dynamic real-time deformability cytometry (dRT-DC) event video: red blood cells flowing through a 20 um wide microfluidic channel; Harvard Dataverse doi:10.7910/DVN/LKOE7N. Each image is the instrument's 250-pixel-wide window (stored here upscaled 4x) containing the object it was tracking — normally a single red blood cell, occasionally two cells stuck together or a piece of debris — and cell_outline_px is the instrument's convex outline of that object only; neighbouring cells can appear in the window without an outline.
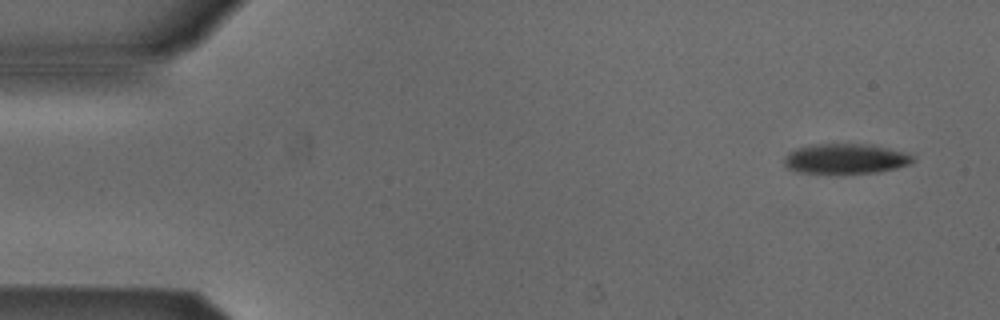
{"species": "Egyptian fruit bat (a non-hibernating species)", "species_latin": "Rousettus aegyptiacus", "temperature_condition": "cold", "stored_images_in_passage": 50, "camera_frame_rate_fps": 3000, "um_per_image_px": 0.085, "animal": {"sex": "male"}, "frame": {"image": 1, "passage_image": 1, "time_ms": 0.0, "image_size_px": [1000, 320], "cell_outline_px": [[912, 160], [908, 164], [896, 168], [876, 172], [800, 172], [788, 168], [784, 164], [784, 160], [792, 152], [800, 148], [820, 144], [852, 144], [884, 148], [900, 152], [912, 156]], "centroid_in_image_um": [71.84, 13.5], "position_along_channel_um": 13.2, "area_um2": 21.1}}
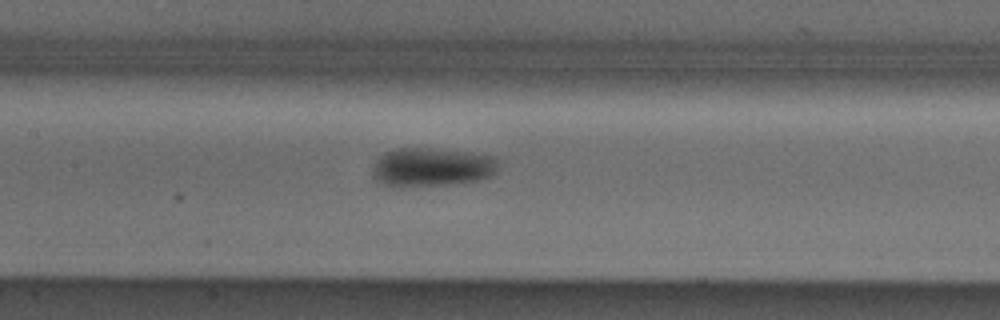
{"frame": {"image": 2, "passage_image": 22, "time_ms": 7.0, "image_size_px": [1000, 320], "cell_outline_px": [[496, 160], [492, 176], [476, 180], [444, 184], [384, 184], [376, 180], [372, 176], [372, 168], [376, 160], [384, 152], [396, 148], [432, 148], [468, 152], [492, 156]], "centroid_in_image_um": [36.65, 14.16], "position_along_channel_um": 170.8, "area_um2": 27.4}}
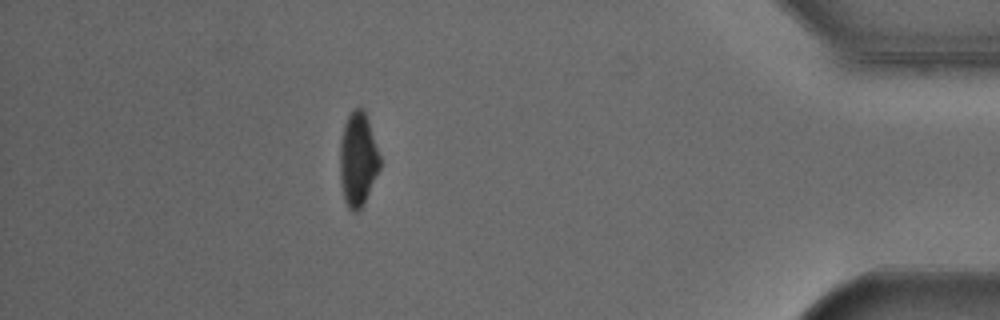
{"frame": {"image": 3, "passage_image": 44, "time_ms": 14.333, "image_size_px": [1000, 320], "cell_outline_px": [[380, 168], [364, 204], [356, 212], [352, 212], [348, 208], [344, 200], [340, 184], [340, 144], [344, 124], [348, 116], [356, 108], [364, 108], [380, 156]], "centroid_in_image_um": [30.42, 13.58], "position_along_channel_um": 404.8, "area_um2": 21.85}, "authors_computed_cell_mechanics": {"area_um2": 24.1604, "velocity_mm_per_s": 3.8881, "shape_relaxation_time_tau1_ms": 3.0708, "shape_relaxation_time_tau2_ms": null, "deformation_change_tau1": 0.1006, "deformation_change_tau2": null}}